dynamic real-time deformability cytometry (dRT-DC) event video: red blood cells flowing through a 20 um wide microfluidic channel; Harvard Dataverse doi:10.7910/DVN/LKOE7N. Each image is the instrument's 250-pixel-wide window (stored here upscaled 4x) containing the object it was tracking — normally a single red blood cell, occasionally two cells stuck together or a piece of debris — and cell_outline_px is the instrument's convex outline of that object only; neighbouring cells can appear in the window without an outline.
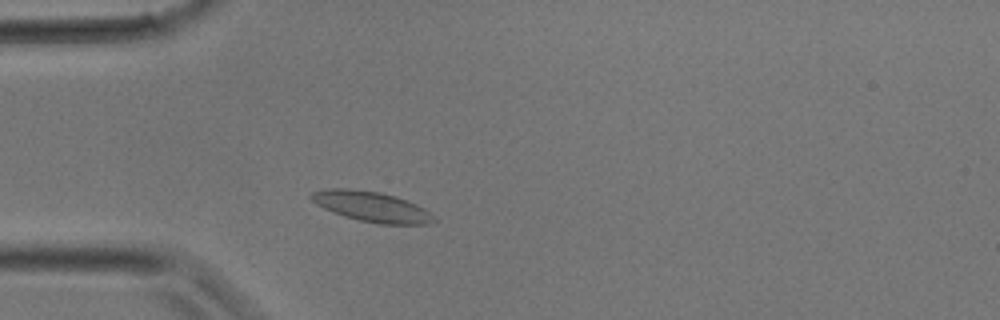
{"species": "common noctule bat (a hibernating species)", "species_latin": "Nyctalus noctula", "temperature_condition": "room temperature", "stored_images_in_passage": 28, "camera_frame_rate_fps": 3000, "um_per_image_px": 0.085, "animal": {"sex": "male", "body_mass_g": 17.9}, "frame": {"image": 1, "passage_image": 5, "time_ms": 1.333, "image_size_px": [1000, 320], "cell_outline_px": [[436, 220], [432, 224], [376, 224], [344, 216], [324, 208], [316, 204], [308, 196], [312, 192], [328, 188], [348, 188], [380, 192], [396, 196], [416, 204], [424, 208]], "centroid_in_image_um": [31.57, 17.56], "position_along_channel_um": 53.4, "area_um2": 21.56}}
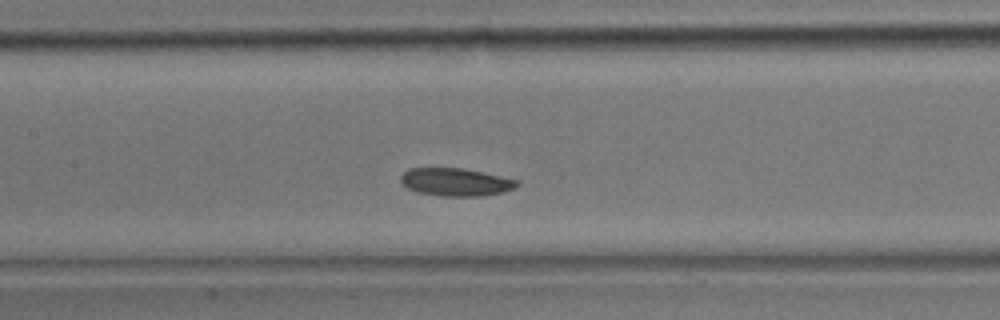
{"frame": {"image": 2, "passage_image": 11, "time_ms": 3.333, "image_size_px": [1000, 320], "cell_outline_px": [[520, 184], [512, 188], [500, 192], [480, 196], [440, 196], [416, 192], [400, 184], [400, 176], [408, 168], [460, 168], [500, 176], [516, 180]], "centroid_in_image_um": [38.64, 15.47], "position_along_channel_um": 168.8, "area_um2": 18.67}}
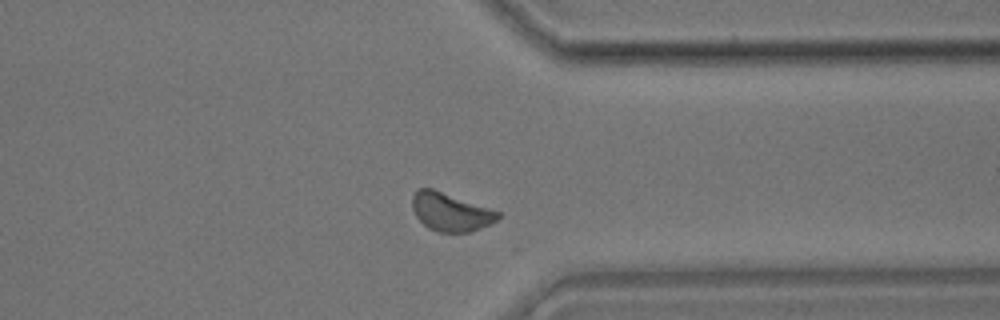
{"frame": {"image": 3, "passage_image": 21, "time_ms": 6.667, "image_size_px": [1000, 320], "cell_outline_px": [[500, 216], [496, 220], [480, 228], [468, 232], [440, 232], [428, 228], [416, 216], [412, 208], [412, 196], [416, 188], [432, 188], [500, 212]], "centroid_in_image_um": [38.25, 18.0], "position_along_channel_um": 373.2, "area_um2": 18.84}}